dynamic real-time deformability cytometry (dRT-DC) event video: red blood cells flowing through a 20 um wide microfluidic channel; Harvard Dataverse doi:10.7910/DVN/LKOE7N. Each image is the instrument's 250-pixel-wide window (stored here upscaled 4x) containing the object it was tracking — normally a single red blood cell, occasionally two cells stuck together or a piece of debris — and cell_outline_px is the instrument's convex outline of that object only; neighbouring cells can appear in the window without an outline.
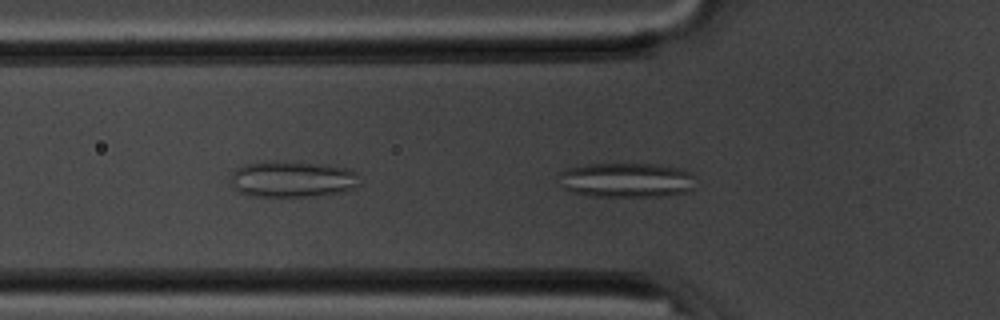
{"species": "common noctule bat (a hibernating species)", "species_latin": "Nyctalus noctula", "temperature_condition": "room temperature", "stored_images_in_passage": 40, "camera_frame_rate_fps": 3000, "um_per_image_px": 0.085, "animal": {"sex": "male", "body_mass_g": 20.1, "forearm_length_mm": 53.5}, "frame": {"image": 1, "passage_image": 3, "time_ms": 0.667, "image_size_px": [1000, 320], "cell_outline_px": [[696, 188], [688, 192], [664, 196], [588, 196], [572, 192], [564, 188], [560, 172], [568, 168], [588, 164], [660, 164], [680, 168], [688, 172], [692, 176]], "centroid_in_image_um": [53.31, 15.31], "position_along_channel_um": 72.5, "area_um2": 27.63}}
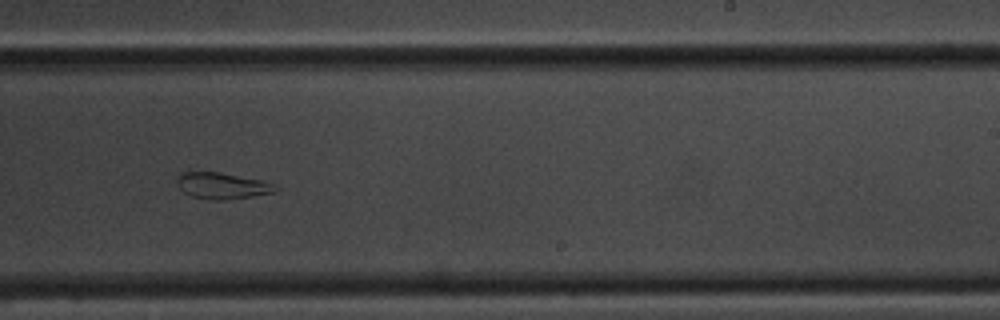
{"frame": {"image": 2, "passage_image": 19, "time_ms": 6.0, "image_size_px": [1000, 320], "cell_outline_px": [[280, 188], [276, 192], [252, 196], [224, 200], [212, 200], [192, 196], [184, 192], [176, 184], [176, 180], [180, 172], [220, 172], [264, 180], [276, 184]], "centroid_in_image_um": [18.93, 15.78], "position_along_channel_um": 270.1, "area_um2": 15.32}}
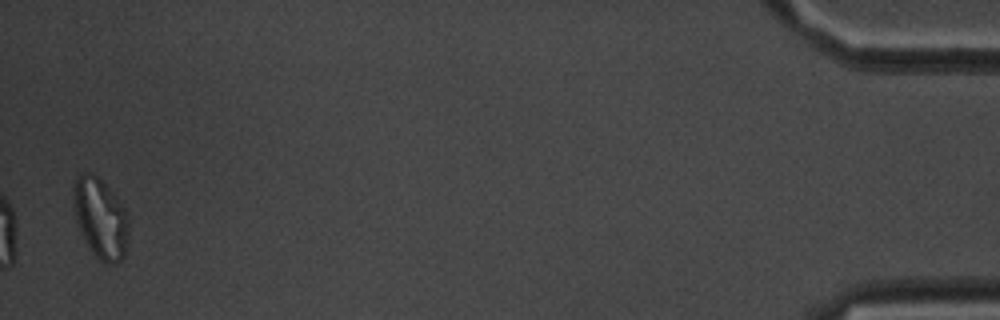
{"frame": {"image": 3, "passage_image": 39, "time_ms": 12.667, "image_size_px": [1000, 320], "cell_outline_px": [[128, 240], [124, 256], [116, 264], [104, 264], [92, 252], [84, 240], [76, 220], [72, 192], [76, 180], [84, 172], [92, 172], [116, 196], [124, 208], [128, 216]], "centroid_in_image_um": [8.55, 18.59], "position_along_channel_um": 426.6, "area_um2": 25.72}, "authors_computed_cell_mechanics": {"area_um2": 21.2993, "velocity_mm_per_s": 3.6956, "shape_relaxation_time_tau1_ms": null, "shape_relaxation_time_tau2_ms": 3.0426, "deformation_change_tau1": null, "deformation_change_tau2": 0.1147}}